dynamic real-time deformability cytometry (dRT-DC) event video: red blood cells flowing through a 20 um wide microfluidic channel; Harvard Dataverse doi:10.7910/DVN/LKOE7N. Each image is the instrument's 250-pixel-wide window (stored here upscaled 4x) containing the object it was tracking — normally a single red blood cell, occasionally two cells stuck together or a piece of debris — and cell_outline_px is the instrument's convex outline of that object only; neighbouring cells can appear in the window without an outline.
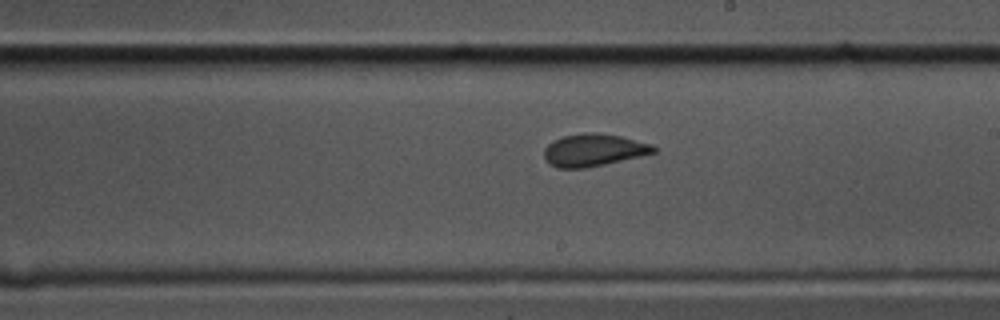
{"species": "common noctule bat (a hibernating species)", "species_latin": "Nyctalus noctula", "temperature_condition": "cold", "stored_images_in_passage": 42, "camera_frame_rate_fps": 3000, "um_per_image_px": 0.085, "animal": {"sex": "male", "body_mass_g": 17.5, "forearm_length_mm": 52.3}, "frame": {"image": 1, "passage_image": 25, "time_ms": 8.0, "image_size_px": [1000, 320], "cell_outline_px": [[656, 152], [640, 156], [588, 168], [556, 168], [548, 164], [544, 160], [544, 148], [552, 140], [564, 136], [584, 132], [592, 132], [620, 136], [652, 144], [656, 148]], "centroid_in_image_um": [50.41, 12.76], "position_along_channel_um": 238.6, "area_um2": 20.81}}
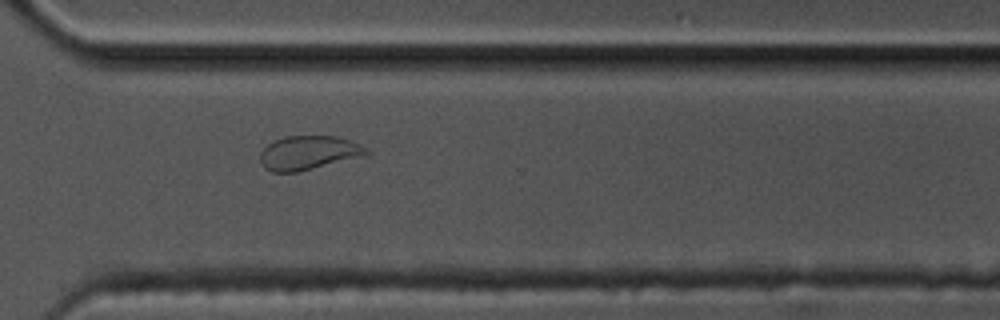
{"frame": {"image": 2, "passage_image": 34, "time_ms": 11.0, "image_size_px": [1000, 320], "cell_outline_px": [[372, 152], [368, 156], [296, 172], [272, 172], [264, 168], [260, 160], [260, 152], [268, 144], [284, 136], [336, 136], [360, 144], [368, 148]], "centroid_in_image_um": [26.28, 12.99], "position_along_channel_um": 344.3, "area_um2": 21.27}}
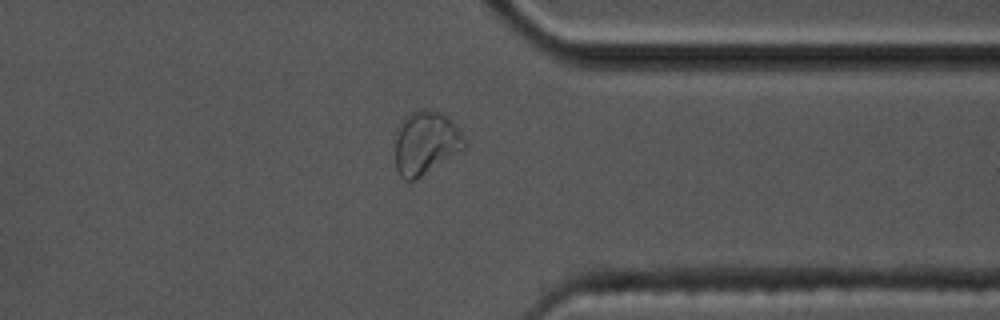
{"frame": {"image": 3, "passage_image": 37, "time_ms": 12.0, "image_size_px": [1000, 320], "cell_outline_px": [[468, 144], [464, 148], [416, 180], [404, 180], [400, 176], [396, 168], [396, 136], [404, 120], [412, 112], [420, 108], [432, 108], [440, 112], [456, 124]], "centroid_in_image_um": [36.21, 12.14], "position_along_channel_um": 375.2, "area_um2": 25.37}}